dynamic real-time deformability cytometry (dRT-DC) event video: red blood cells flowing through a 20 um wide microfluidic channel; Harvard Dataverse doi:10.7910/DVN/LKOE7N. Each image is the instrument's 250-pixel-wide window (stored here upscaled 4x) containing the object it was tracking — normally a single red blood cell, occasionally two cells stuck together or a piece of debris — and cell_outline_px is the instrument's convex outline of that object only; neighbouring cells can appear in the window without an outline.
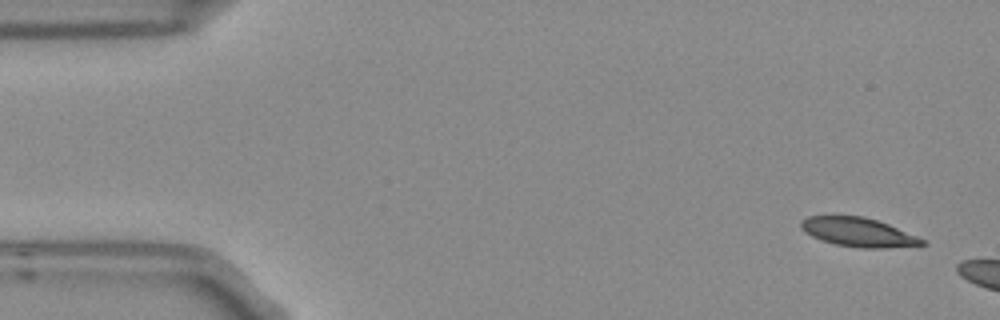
{"species": "Egyptian fruit bat (a non-hibernating species)", "species_latin": "Rousettus aegyptiacus", "temperature_condition": "room temperature", "stored_images_in_passage": 2, "camera_frame_rate_fps": 3000, "um_per_image_px": 0.085, "frame": {"image": 1, "passage_image": 1, "time_ms": 0.0, "image_size_px": [1000, 320], "cell_outline_px": [[928, 244], [888, 248], [860, 248], [836, 244], [812, 236], [804, 232], [800, 228], [800, 220], [808, 216], [864, 216], [888, 224], [916, 236], [924, 240]], "centroid_in_image_um": [72.93, 19.73], "position_along_channel_um": 12.1, "area_um2": 20.29}}